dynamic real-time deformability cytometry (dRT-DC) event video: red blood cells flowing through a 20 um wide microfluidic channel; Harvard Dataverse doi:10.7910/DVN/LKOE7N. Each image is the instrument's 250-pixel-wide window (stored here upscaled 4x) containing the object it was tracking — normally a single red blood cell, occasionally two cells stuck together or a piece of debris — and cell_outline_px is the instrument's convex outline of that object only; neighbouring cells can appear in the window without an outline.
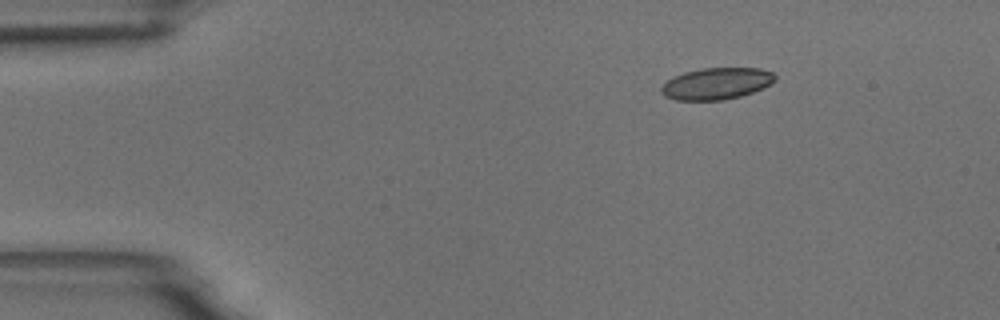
{"species": "common noctule bat (a hibernating species)", "species_latin": "Nyctalus noctula", "temperature_condition": "room temperature", "stored_images_in_passage": 4, "camera_frame_rate_fps": 3000, "um_per_image_px": 0.085, "animal": {"sex": "male", "body_mass_g": 18.8}, "frame": {"image": 1, "passage_image": 1, "time_ms": 0.0, "image_size_px": [1000, 320], "cell_outline_px": [[776, 80], [772, 84], [752, 92], [740, 96], [724, 100], [676, 100], [664, 96], [660, 92], [660, 88], [668, 80], [684, 72], [700, 68], [760, 68], [772, 72], [776, 76]], "centroid_in_image_um": [60.91, 7.1], "position_along_channel_um": 24.1, "area_um2": 21.04}}